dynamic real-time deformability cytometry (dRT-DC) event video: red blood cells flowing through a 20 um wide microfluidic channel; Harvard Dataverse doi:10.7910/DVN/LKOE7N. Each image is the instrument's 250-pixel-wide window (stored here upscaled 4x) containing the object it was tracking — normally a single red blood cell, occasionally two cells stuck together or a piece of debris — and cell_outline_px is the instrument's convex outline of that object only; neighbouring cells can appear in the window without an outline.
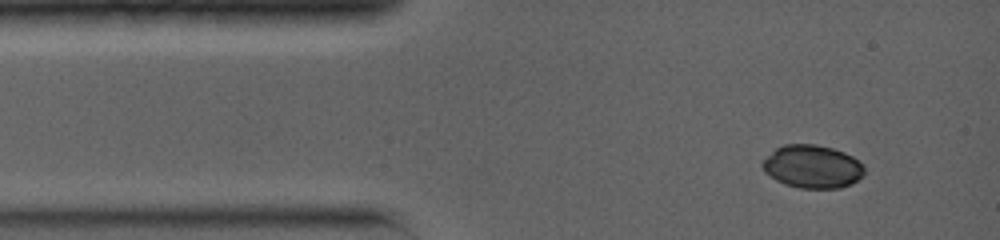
{"species": "common noctule bat (a hibernating species)", "species_latin": "Nyctalus noctula", "temperature_condition": "warm", "stored_images_in_passage": 6, "camera_frame_rate_fps": 5000, "um_per_image_px": 0.085, "animal": {"sex": "female", "body_mass_g": 19.0, "forearm_length_mm": 56.7}, "frame": {"image": 1, "passage_image": 1, "time_ms": 0.0, "image_size_px": [1000, 240], "cell_outline_px": [[864, 172], [852, 184], [840, 188], [800, 188], [784, 184], [776, 180], [764, 172], [760, 164], [776, 148], [784, 144], [816, 144], [832, 148], [844, 152], [852, 156], [864, 164]], "centroid_in_image_um": [69.04, 14.16], "position_along_channel_um": 16.0, "area_um2": 25.61}}
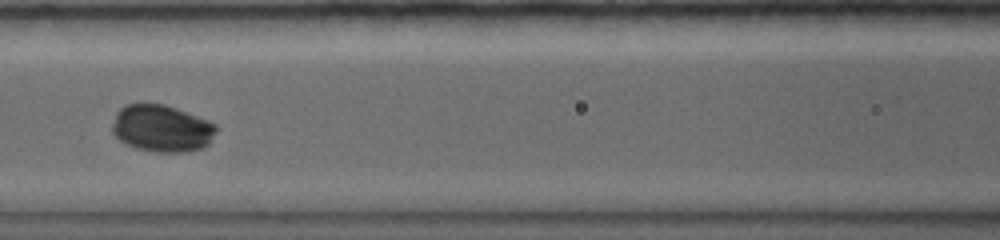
{"frame": {"image": 2, "passage_image": 5, "time_ms": 4.6, "image_size_px": [1000, 240], "cell_outline_px": [[216, 132], [208, 144], [204, 148], [188, 152], [152, 152], [136, 148], [120, 140], [112, 132], [112, 124], [116, 112], [124, 104], [164, 104], [176, 108], [208, 120], [216, 124]], "centroid_in_image_um": [13.75, 10.92], "position_along_channel_um": 152.8, "area_um2": 28.61}}
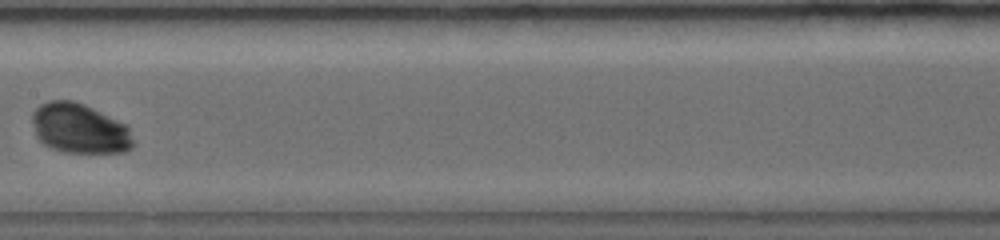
{"frame": {"image": 3, "passage_image": 6, "time_ms": 5.8, "image_size_px": [1000, 240], "cell_outline_px": [[136, 144], [132, 148], [124, 152], [64, 152], [52, 148], [44, 144], [36, 136], [32, 120], [32, 112], [40, 104], [48, 100], [72, 100], [84, 104], [128, 124]], "centroid_in_image_um": [6.8, 10.91], "position_along_channel_um": 200.6, "area_um2": 29.71}}